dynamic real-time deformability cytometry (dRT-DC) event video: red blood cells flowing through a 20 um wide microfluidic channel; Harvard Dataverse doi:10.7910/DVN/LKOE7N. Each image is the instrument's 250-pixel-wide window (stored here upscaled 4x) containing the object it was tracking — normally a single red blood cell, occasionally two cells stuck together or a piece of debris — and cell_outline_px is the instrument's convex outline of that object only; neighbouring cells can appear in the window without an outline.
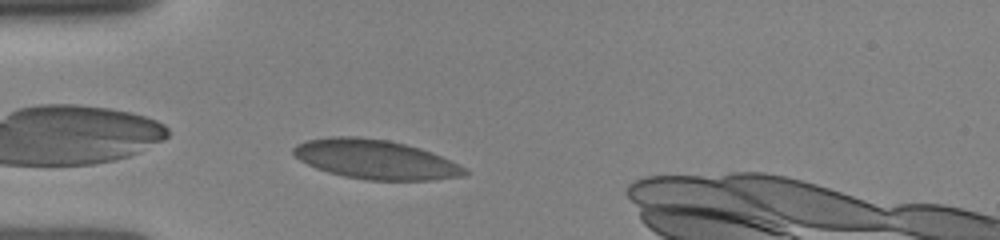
{"species": "human", "species_latin": "Homo sapiens", "temperature_condition": "room temperature", "stored_images_in_passage": 7, "camera_frame_rate_fps": 3000, "um_per_image_px": 0.085, "donor": {"sex": "female"}, "frame": {"image": 1, "passage_image": 2, "time_ms": 0.333, "image_size_px": [1000, 240], "cell_outline_px": [[468, 172], [460, 176], [432, 180], [364, 180], [344, 176], [328, 172], [316, 168], [300, 160], [292, 152], [292, 148], [296, 144], [308, 140], [332, 136], [360, 136], [388, 140], [420, 148], [440, 156], [464, 168]], "centroid_in_image_um": [31.85, 13.54], "position_along_channel_um": 53.2, "area_um2": 38.9}}
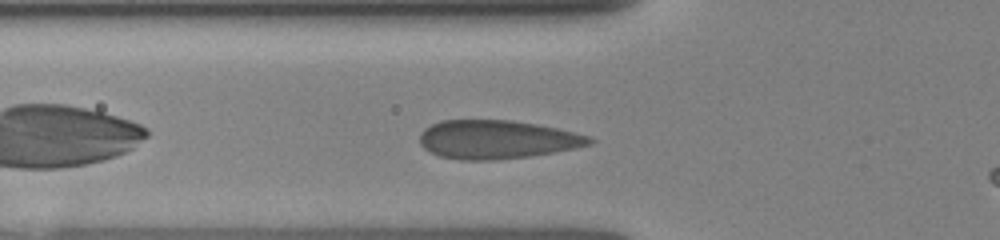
{"frame": {"image": 2, "passage_image": 6, "time_ms": 1.333, "image_size_px": [1000, 240], "cell_outline_px": [[596, 140], [592, 144], [532, 156], [496, 160], [460, 160], [440, 156], [424, 148], [420, 144], [420, 132], [424, 128], [440, 120], [512, 120], [536, 124], [556, 128], [588, 136]], "centroid_in_image_um": [42.21, 11.86], "position_along_channel_um": 83.6, "area_um2": 38.09}}